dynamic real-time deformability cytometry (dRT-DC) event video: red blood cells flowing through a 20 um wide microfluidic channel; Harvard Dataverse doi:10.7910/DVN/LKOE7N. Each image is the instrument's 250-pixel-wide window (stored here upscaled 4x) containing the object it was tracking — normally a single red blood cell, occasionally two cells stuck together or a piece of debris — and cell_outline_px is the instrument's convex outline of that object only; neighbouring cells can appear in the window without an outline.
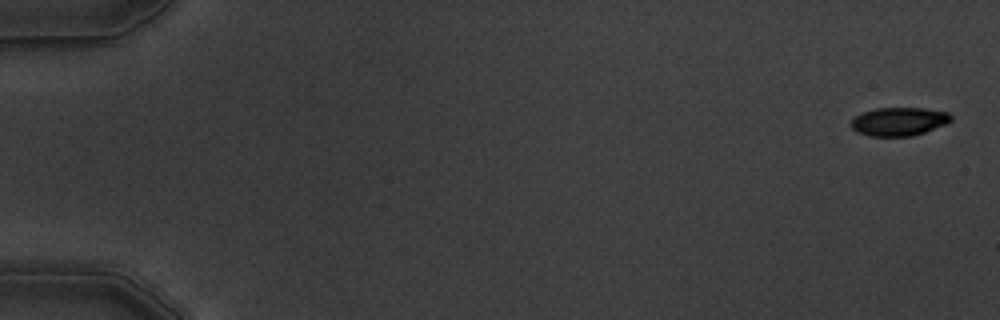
{"species": "common noctule bat (a hibernating species)", "species_latin": "Nyctalus noctula", "temperature_condition": "warm", "stored_images_in_passage": 5, "camera_frame_rate_fps": 3000, "um_per_image_px": 0.085, "animal": {"sex": "male", "body_mass_g": 19.5, "forearm_length_mm": 54.6}, "frame": {"image": 1, "passage_image": 1, "time_ms": 0.0, "image_size_px": [1000, 320], "cell_outline_px": [[952, 120], [944, 124], [924, 132], [912, 136], [872, 136], [856, 132], [852, 128], [852, 120], [856, 116], [864, 112], [876, 108], [924, 108], [948, 112], [952, 116]], "centroid_in_image_um": [76.42, 10.32], "position_along_channel_um": 8.6, "area_um2": 16.36}}